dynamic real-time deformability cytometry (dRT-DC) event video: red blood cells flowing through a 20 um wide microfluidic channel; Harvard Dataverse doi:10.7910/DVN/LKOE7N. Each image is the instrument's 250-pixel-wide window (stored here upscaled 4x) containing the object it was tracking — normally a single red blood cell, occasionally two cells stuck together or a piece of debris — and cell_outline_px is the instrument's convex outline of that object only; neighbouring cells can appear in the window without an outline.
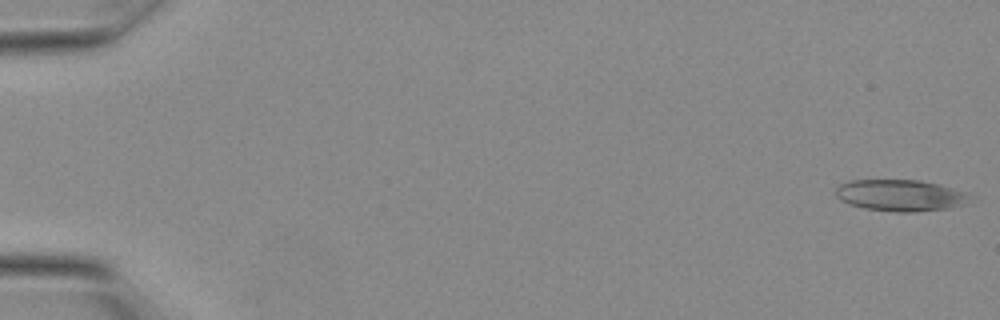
{"species": "Egyptian fruit bat (a non-hibernating species)", "species_latin": "Rousettus aegyptiacus", "temperature_condition": "warm", "stored_images_in_passage": 20, "camera_frame_rate_fps": 3000, "um_per_image_px": 0.085, "animal": {"sex": "female"}, "frame": {"image": 1, "passage_image": 1, "time_ms": 0.0, "image_size_px": [1000, 320], "cell_outline_px": [[964, 196], [960, 204], [948, 208], [912, 212], [896, 212], [864, 208], [848, 204], [840, 200], [836, 196], [836, 188], [840, 184], [848, 180], [920, 180], [936, 184], [964, 192]], "centroid_in_image_um": [76.35, 16.6], "position_along_channel_um": 8.7, "area_um2": 23.93}}
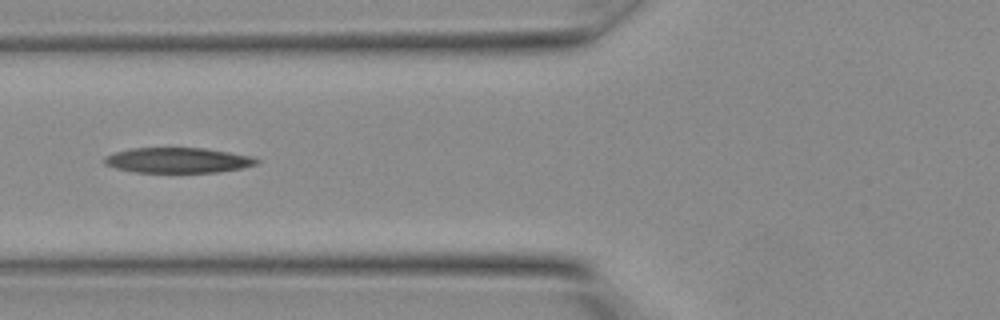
{"frame": {"image": 2, "passage_image": 12, "time_ms": 3.667, "image_size_px": [1000, 320], "cell_outline_px": [[260, 160], [256, 164], [240, 168], [216, 172], [136, 172], [116, 168], [104, 164], [104, 156], [116, 152], [132, 148], [204, 148], [252, 156]], "centroid_in_image_um": [15.1, 13.62], "position_along_channel_um": 110.7, "area_um2": 22.2}}
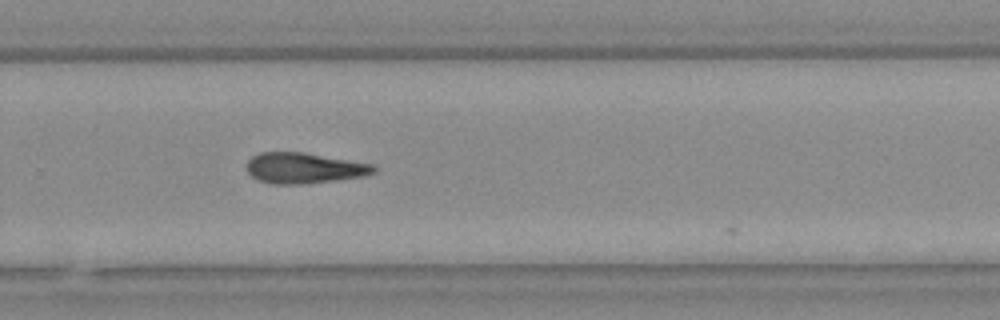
{"frame": {"image": 3, "passage_image": 20, "time_ms": 6.333, "image_size_px": [1000, 320], "cell_outline_px": [[376, 172], [364, 176], [336, 180], [304, 184], [272, 184], [256, 180], [248, 172], [248, 160], [252, 156], [260, 152], [304, 152], [376, 164]], "centroid_in_image_um": [25.88, 14.28], "position_along_channel_um": 303.9, "area_um2": 22.95}}